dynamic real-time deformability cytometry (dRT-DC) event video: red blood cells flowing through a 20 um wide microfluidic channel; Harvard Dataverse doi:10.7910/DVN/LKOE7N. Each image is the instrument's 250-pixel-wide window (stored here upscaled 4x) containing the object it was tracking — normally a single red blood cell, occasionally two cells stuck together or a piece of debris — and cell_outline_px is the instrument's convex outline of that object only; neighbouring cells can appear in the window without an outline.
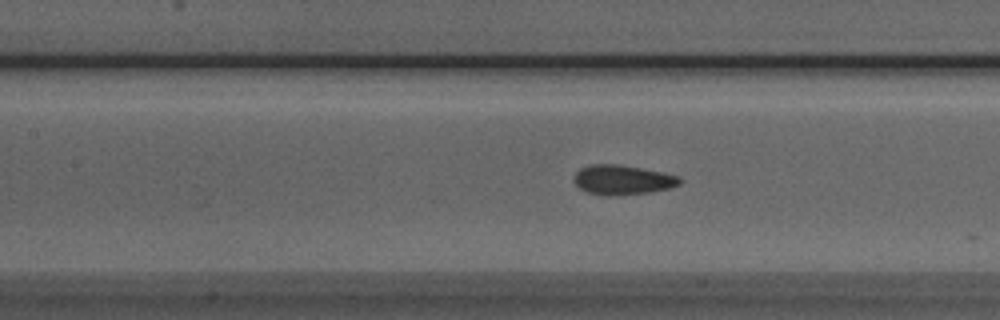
{"species": "Egyptian fruit bat (a non-hibernating species)", "species_latin": "Rousettus aegyptiacus", "temperature_condition": "room temperature", "stored_images_in_passage": 10, "camera_frame_rate_fps": 3000, "um_per_image_px": 0.085, "animal": {"sex": "male"}, "frame": {"image": 1, "passage_image": 7, "time_ms": 2.0, "image_size_px": [1000, 320], "cell_outline_px": [[684, 180], [680, 184], [672, 188], [652, 192], [584, 192], [572, 180], [576, 172], [580, 168], [592, 164], [616, 164], [640, 168], [680, 176]], "centroid_in_image_um": [52.96, 15.23], "position_along_channel_um": 154.4, "area_um2": 17.46}}